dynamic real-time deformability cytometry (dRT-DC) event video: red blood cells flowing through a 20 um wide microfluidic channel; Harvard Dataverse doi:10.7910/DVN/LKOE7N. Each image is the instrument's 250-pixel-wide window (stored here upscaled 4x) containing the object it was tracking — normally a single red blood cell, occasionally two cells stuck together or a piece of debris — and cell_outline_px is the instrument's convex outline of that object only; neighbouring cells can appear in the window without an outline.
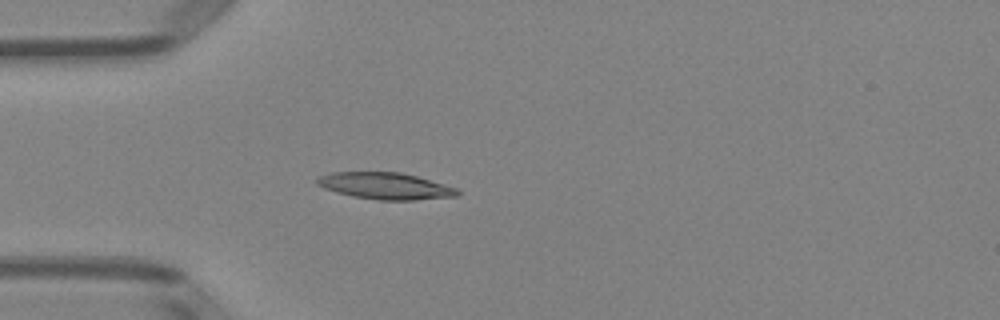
{"species": "Egyptian fruit bat (a non-hibernating species)", "species_latin": "Rousettus aegyptiacus", "temperature_condition": "room temperature", "stored_images_in_passage": 5, "camera_frame_rate_fps": 3000, "um_per_image_px": 0.085, "animal": {"sex": "female"}, "frame": {"image": 1, "passage_image": 5, "time_ms": 4.667, "image_size_px": [1000, 320], "cell_outline_px": [[460, 196], [416, 200], [380, 200], [352, 196], [336, 192], [324, 188], [316, 184], [316, 180], [320, 176], [332, 172], [400, 172], [416, 176], [444, 184], [456, 188], [460, 192]], "centroid_in_image_um": [32.77, 15.81], "position_along_channel_um": 52.2, "area_um2": 21.79}}